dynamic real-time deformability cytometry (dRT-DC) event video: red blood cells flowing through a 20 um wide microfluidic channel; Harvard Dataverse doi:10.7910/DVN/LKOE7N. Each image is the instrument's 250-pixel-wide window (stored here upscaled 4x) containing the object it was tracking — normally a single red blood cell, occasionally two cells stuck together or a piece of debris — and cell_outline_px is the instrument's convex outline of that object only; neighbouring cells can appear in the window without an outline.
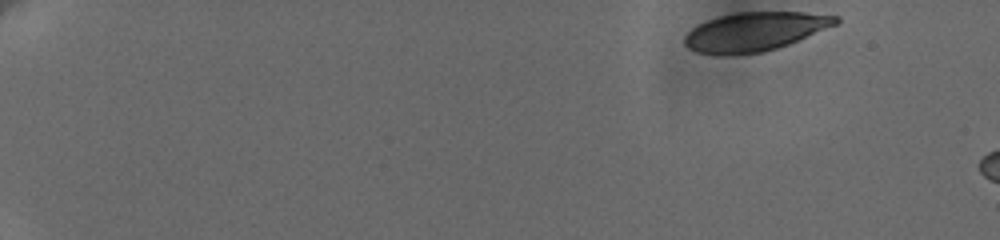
{"species": "human", "species_latin": "Homo sapiens", "temperature_condition": "cold", "stored_images_in_passage": 7, "camera_frame_rate_fps": 3000, "um_per_image_px": 0.085, "donor": {"sex": "female"}, "frame": {"image": 1, "passage_image": 1, "time_ms": 0.0, "image_size_px": [1000, 240], "cell_outline_px": [[840, 20], [836, 24], [788, 44], [776, 48], [760, 52], [696, 52], [688, 48], [684, 44], [684, 36], [692, 28], [708, 20], [720, 16], [740, 12], [804, 12], [840, 16]], "centroid_in_image_um": [64.2, 2.64], "position_along_channel_um": 20.8, "area_um2": 33.06}}